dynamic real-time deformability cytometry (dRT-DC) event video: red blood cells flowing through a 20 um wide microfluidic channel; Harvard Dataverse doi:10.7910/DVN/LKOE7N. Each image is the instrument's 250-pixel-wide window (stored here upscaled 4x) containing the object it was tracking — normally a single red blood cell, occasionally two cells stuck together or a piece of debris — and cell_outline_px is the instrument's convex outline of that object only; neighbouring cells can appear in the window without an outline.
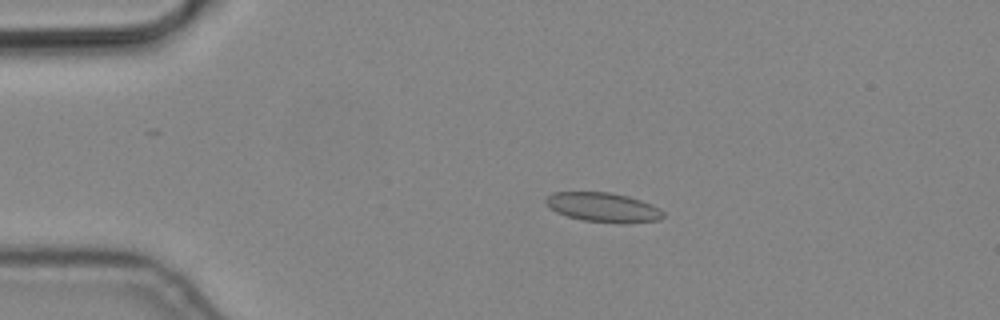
{"species": "common noctule bat (a hibernating species)", "species_latin": "Nyctalus noctula", "temperature_condition": "cold", "stored_images_in_passage": 6, "camera_frame_rate_fps": 3000, "um_per_image_px": 0.085, "animal": {"sex": "male", "body_mass_g": 19.2, "forearm_length_mm": 51.8}, "frame": {"image": 1, "passage_image": 4, "time_ms": 1.0, "image_size_px": [1000, 320], "cell_outline_px": [[664, 216], [660, 220], [624, 224], [584, 220], [568, 216], [556, 212], [544, 200], [552, 192], [608, 192], [628, 196], [652, 204], [660, 208], [664, 212]], "centroid_in_image_um": [51.32, 17.63], "position_along_channel_um": 33.7, "area_um2": 20.11}}